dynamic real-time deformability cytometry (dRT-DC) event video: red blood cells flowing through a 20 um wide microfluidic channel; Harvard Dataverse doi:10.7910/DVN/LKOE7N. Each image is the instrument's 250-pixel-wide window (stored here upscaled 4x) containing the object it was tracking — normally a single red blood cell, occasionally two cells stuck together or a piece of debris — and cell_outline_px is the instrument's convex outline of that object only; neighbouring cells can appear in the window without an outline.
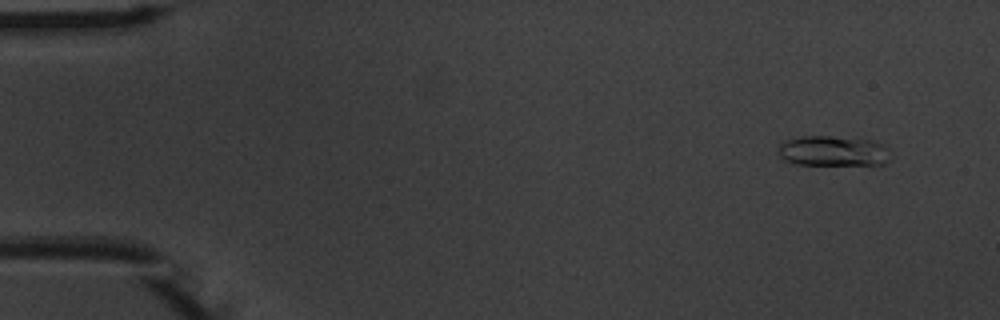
{"species": "common noctule bat (a hibernating species)", "species_latin": "Nyctalus noctula", "temperature_condition": "warm", "stored_images_in_passage": 6, "camera_frame_rate_fps": 3000, "um_per_image_px": 0.085, "animal": {"sex": "male", "body_mass_g": 20.1, "forearm_length_mm": 53.5}, "frame": {"image": 1, "passage_image": 2, "time_ms": 1.0, "image_size_px": [1000, 320], "cell_outline_px": [[888, 160], [884, 164], [796, 164], [780, 156], [780, 144], [784, 140], [804, 136], [828, 136], [872, 140], [888, 148]], "centroid_in_image_um": [70.81, 12.82], "position_along_channel_um": 14.2, "area_um2": 19.31}}
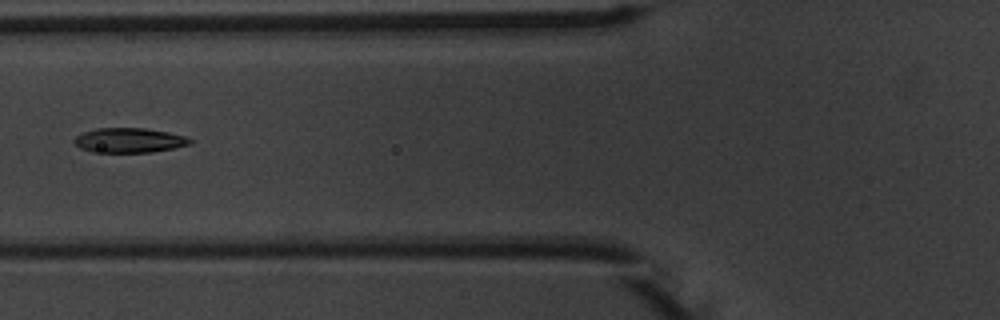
{"frame": {"image": 2, "passage_image": 6, "time_ms": 6.667, "image_size_px": [1000, 320], "cell_outline_px": [[192, 144], [152, 152], [92, 152], [80, 148], [72, 140], [76, 136], [84, 132], [96, 128], [144, 128], [168, 132], [184, 136], [192, 140]], "centroid_in_image_um": [10.96, 11.92], "position_along_channel_um": 114.8, "area_um2": 16.59}}